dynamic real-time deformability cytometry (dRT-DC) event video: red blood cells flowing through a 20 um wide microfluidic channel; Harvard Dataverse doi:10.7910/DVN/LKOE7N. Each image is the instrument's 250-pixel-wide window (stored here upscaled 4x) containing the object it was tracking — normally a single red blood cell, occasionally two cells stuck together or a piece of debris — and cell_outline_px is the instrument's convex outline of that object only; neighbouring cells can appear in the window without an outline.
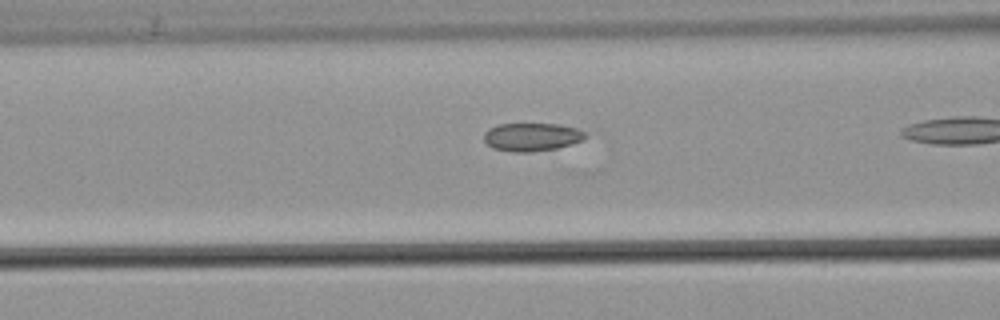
{"species": "common noctule bat (a hibernating species)", "species_latin": "Nyctalus noctula", "temperature_condition": "warm", "stored_images_in_passage": 12, "camera_frame_rate_fps": 3000, "um_per_image_px": 0.085, "animal": {"sex": "male", "body_mass_g": 21.5, "forearm_length_mm": 52.0}, "frame": {"image": 1, "passage_image": 10, "time_ms": 3.0, "image_size_px": [1000, 320], "cell_outline_px": [[584, 140], [556, 148], [528, 152], [512, 152], [492, 148], [484, 140], [484, 132], [488, 128], [496, 124], [560, 124], [576, 128], [584, 132]], "centroid_in_image_um": [45.15, 11.63], "position_along_channel_um": 121.4, "area_um2": 16.59}}